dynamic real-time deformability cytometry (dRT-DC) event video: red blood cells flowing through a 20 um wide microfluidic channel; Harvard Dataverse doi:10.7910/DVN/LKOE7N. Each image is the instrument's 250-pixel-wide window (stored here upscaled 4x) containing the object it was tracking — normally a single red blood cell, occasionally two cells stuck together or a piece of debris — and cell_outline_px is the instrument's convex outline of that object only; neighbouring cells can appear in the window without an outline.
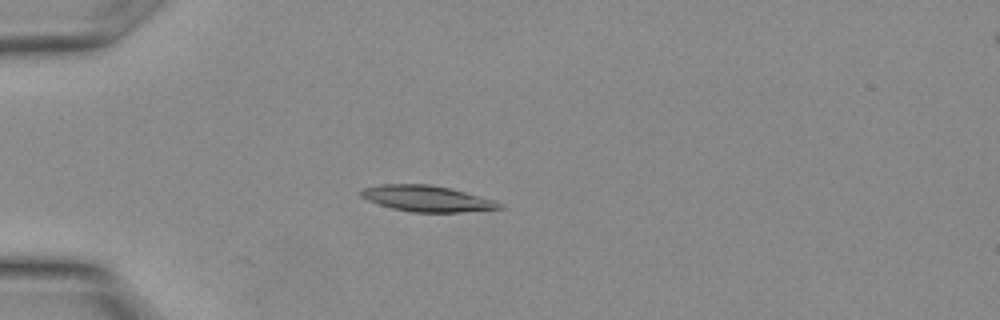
{"species": "Egyptian fruit bat (a non-hibernating species)", "species_latin": "Rousettus aegyptiacus", "temperature_condition": "warm", "stored_images_in_passage": 13, "camera_frame_rate_fps": 3000, "um_per_image_px": 0.085, "animal": {"sex": "female"}, "frame": {"image": 1, "passage_image": 8, "time_ms": 2.333, "image_size_px": [1000, 320], "cell_outline_px": [[504, 208], [460, 212], [412, 212], [392, 208], [368, 200], [360, 196], [360, 192], [364, 188], [384, 184], [428, 184], [448, 188], [496, 200], [504, 204]], "centroid_in_image_um": [36.33, 16.88], "position_along_channel_um": 48.7, "area_um2": 20.75}}
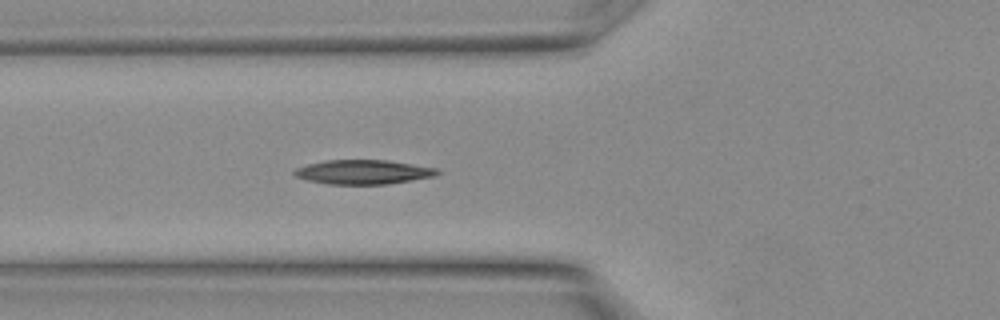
{"frame": {"image": 2, "passage_image": 11, "time_ms": 3.333, "image_size_px": [1000, 320], "cell_outline_px": [[440, 172], [436, 176], [384, 184], [328, 184], [308, 180], [296, 176], [292, 172], [296, 168], [308, 164], [324, 160], [388, 160], [436, 168]], "centroid_in_image_um": [30.86, 14.61], "position_along_channel_um": 94.9, "area_um2": 20.06}}
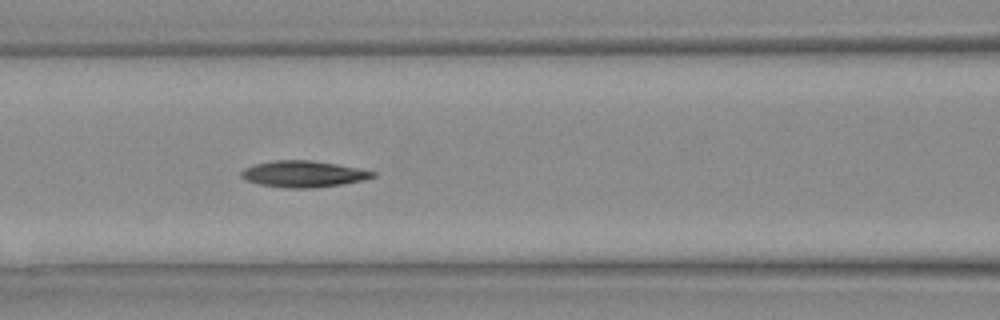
{"frame": {"image": 3, "passage_image": 13, "time_ms": 4.0, "image_size_px": [1000, 320], "cell_outline_px": [[376, 176], [364, 180], [340, 184], [312, 188], [288, 188], [260, 184], [248, 180], [240, 176], [240, 172], [244, 168], [256, 164], [276, 160], [312, 160], [336, 164], [376, 172]], "centroid_in_image_um": [25.79, 14.78], "position_along_channel_um": 140.8, "area_um2": 19.94}}